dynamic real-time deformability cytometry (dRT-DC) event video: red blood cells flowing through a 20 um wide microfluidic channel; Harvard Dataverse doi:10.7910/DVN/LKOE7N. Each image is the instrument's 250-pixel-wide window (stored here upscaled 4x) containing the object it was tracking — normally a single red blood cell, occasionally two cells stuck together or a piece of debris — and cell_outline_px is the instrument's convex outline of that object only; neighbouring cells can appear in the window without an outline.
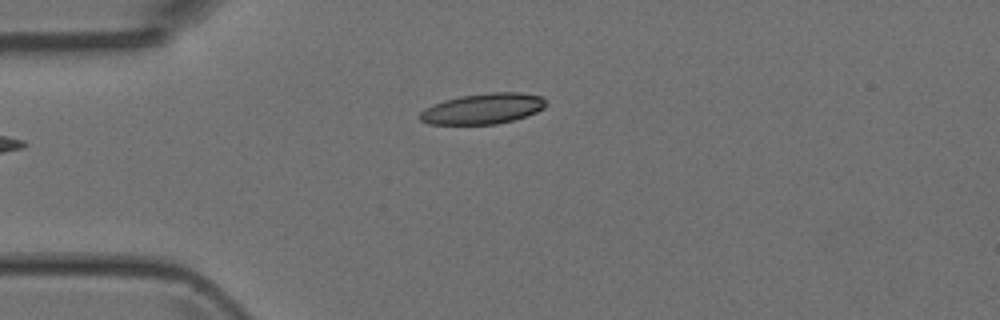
{"species": "Egyptian fruit bat (a non-hibernating species)", "species_latin": "Rousettus aegyptiacus", "temperature_condition": "room temperature", "stored_images_in_passage": 2, "camera_frame_rate_fps": 3000, "um_per_image_px": 0.085, "animal": {"sex": "female"}, "frame": {"image": 1, "passage_image": 2, "time_ms": 1.0, "image_size_px": [1000, 320], "cell_outline_px": [[544, 108], [536, 112], [512, 120], [496, 124], [428, 124], [420, 120], [420, 112], [444, 100], [460, 96], [492, 92], [520, 92], [540, 96], [544, 100]], "centroid_in_image_um": [41.05, 9.24], "position_along_channel_um": 44.0, "area_um2": 22.08}}